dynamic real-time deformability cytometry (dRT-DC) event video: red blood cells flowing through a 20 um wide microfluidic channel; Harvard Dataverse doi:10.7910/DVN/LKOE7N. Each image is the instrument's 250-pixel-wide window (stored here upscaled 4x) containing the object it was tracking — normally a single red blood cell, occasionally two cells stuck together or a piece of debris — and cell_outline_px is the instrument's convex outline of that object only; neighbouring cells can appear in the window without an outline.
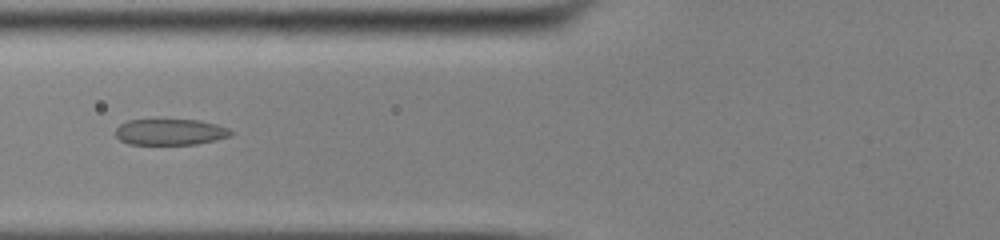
{"species": "common noctule bat (a hibernating species)", "species_latin": "Nyctalus noctula", "temperature_condition": "cold", "stored_images_in_passage": 54, "camera_frame_rate_fps": 3000, "um_per_image_px": 0.085, "animal": {"sex": "male", "body_mass_g": 13.0, "forearm_length_mm": 53.1}, "frame": {"image": 1, "passage_image": 23, "time_ms": 7.333, "image_size_px": [1000, 240], "cell_outline_px": [[236, 132], [232, 136], [216, 140], [196, 144], [128, 144], [120, 140], [116, 136], [116, 128], [120, 124], [128, 120], [200, 120], [216, 124], [228, 128]], "centroid_in_image_um": [14.51, 11.22], "position_along_channel_um": 111.3, "area_um2": 17.63}}
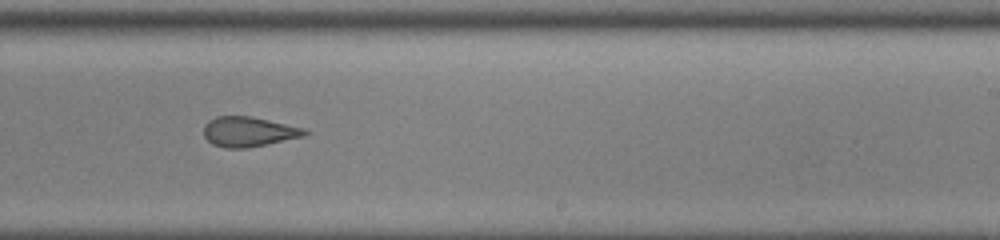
{"frame": {"image": 2, "passage_image": 35, "time_ms": 11.333, "image_size_px": [1000, 240], "cell_outline_px": [[308, 132], [304, 136], [248, 148], [224, 148], [212, 144], [204, 136], [204, 124], [208, 120], [216, 116], [252, 116], [304, 128]], "centroid_in_image_um": [21.1, 11.19], "position_along_channel_um": 267.9, "area_um2": 17.63}}
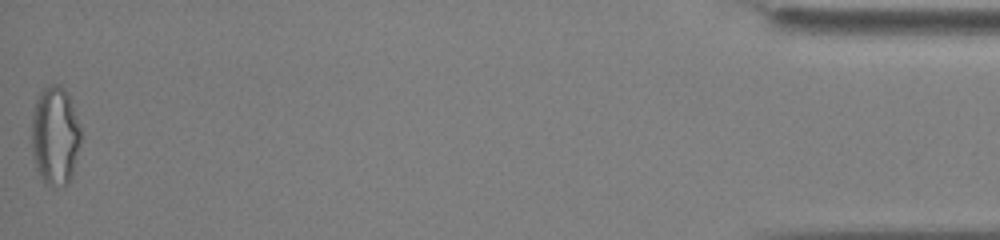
{"frame": {"image": 3, "passage_image": 54, "time_ms": 17.667, "image_size_px": [1000, 240], "cell_outline_px": [[80, 140], [72, 176], [64, 184], [44, 184], [36, 168], [32, 152], [32, 112], [36, 100], [40, 92], [44, 88], [52, 84], [60, 84], [64, 88], [68, 96], [80, 128]], "centroid_in_image_um": [4.65, 11.51], "position_along_channel_um": 430.6, "area_um2": 27.8}, "authors_computed_cell_mechanics": {"area_um2": 20.4034, "velocity_mm_per_s": 3.9122, "shape_relaxation_time_tau1_ms": 5.8282, "shape_relaxation_time_tau2_ms": 1.6767, "deformation_change_tau1": 0.1584, "deformation_change_tau2": 0.099}}